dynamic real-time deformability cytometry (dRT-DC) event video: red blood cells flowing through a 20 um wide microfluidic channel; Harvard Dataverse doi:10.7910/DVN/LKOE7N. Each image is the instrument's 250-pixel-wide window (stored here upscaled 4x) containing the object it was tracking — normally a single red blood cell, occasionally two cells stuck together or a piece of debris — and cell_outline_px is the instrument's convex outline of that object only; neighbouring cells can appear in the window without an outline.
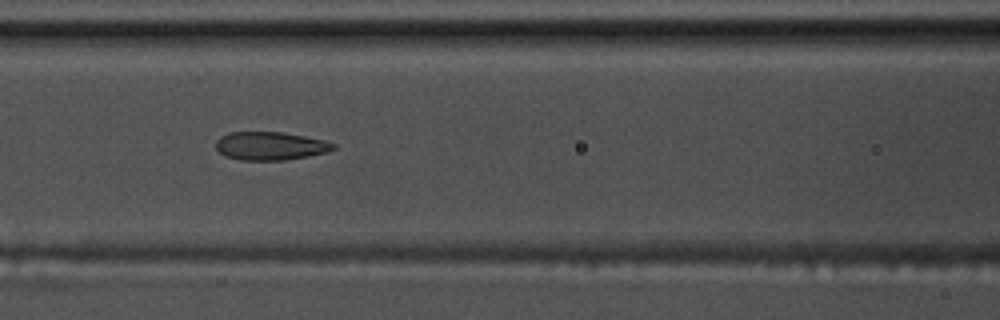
{"species": "common noctule bat (a hibernating species)", "species_latin": "Nyctalus noctula", "temperature_condition": "warm", "stored_images_in_passage": 7, "camera_frame_rate_fps": 3000, "um_per_image_px": 0.085, "animal": {"sex": "male", "body_mass_g": 17.5, "forearm_length_mm": 52.3}, "frame": {"image": 1, "passage_image": 6, "time_ms": 1.667, "image_size_px": [1000, 320], "cell_outline_px": [[336, 148], [328, 152], [308, 156], [284, 160], [240, 160], [224, 156], [216, 148], [216, 140], [220, 136], [228, 132], [280, 132], [304, 136], [324, 140], [336, 144]], "centroid_in_image_um": [22.97, 12.4], "position_along_channel_um": 143.6, "area_um2": 19.42}}
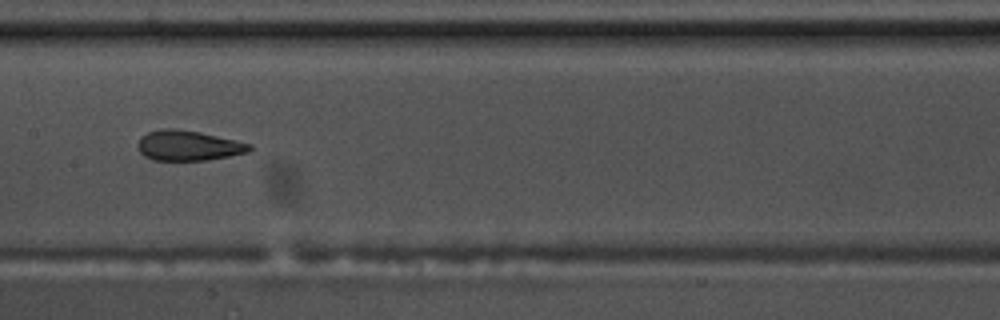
{"frame": {"image": 2, "passage_image": 7, "time_ms": 2.0, "image_size_px": [1000, 320], "cell_outline_px": [[252, 148], [248, 152], [208, 160], [152, 160], [144, 156], [140, 152], [136, 144], [140, 136], [148, 132], [164, 128], [176, 128], [200, 132], [236, 140], [252, 144]], "centroid_in_image_um": [15.97, 12.37], "position_along_channel_um": 191.4, "area_um2": 19.77}}